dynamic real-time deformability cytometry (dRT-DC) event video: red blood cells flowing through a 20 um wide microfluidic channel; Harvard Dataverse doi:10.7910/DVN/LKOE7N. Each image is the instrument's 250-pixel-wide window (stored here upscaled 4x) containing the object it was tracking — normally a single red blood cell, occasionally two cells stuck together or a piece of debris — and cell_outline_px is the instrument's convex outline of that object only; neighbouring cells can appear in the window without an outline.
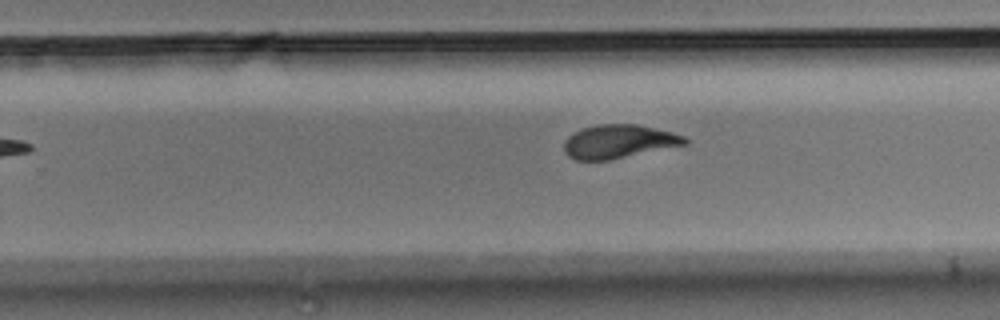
{"species": "Egyptian fruit bat (a non-hibernating species)", "species_latin": "Rousettus aegyptiacus", "temperature_condition": "room temperature", "stored_images_in_passage": 9, "camera_frame_rate_fps": 3000, "um_per_image_px": 0.085, "animal": {"sex": "male"}, "frame": {"image": 1, "passage_image": 9, "time_ms": 2.667, "image_size_px": [1000, 320], "cell_outline_px": [[688, 144], [608, 160], [576, 160], [568, 156], [564, 152], [564, 140], [572, 132], [580, 128], [596, 124], [636, 124], [672, 132], [684, 136], [688, 140]], "centroid_in_image_um": [52.55, 12.02], "position_along_channel_um": 277.2, "area_um2": 23.76}}